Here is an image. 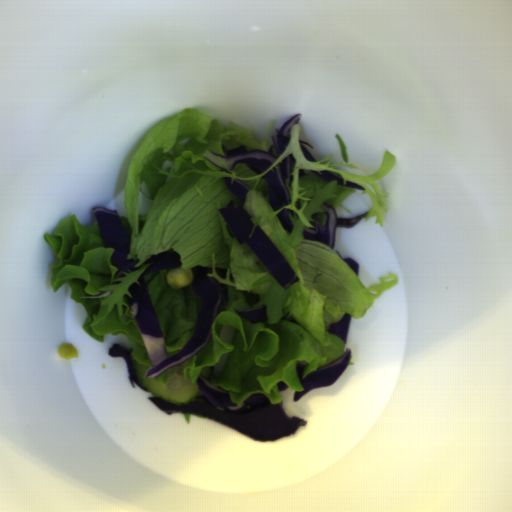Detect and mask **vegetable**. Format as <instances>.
<instances>
[{"mask_svg":"<svg viewBox=\"0 0 512 512\" xmlns=\"http://www.w3.org/2000/svg\"><path fill=\"white\" fill-rule=\"evenodd\" d=\"M154 379L160 380L161 382H164V383H167V380H168L167 370Z\"/></svg>","mask_w":512,"mask_h":512,"instance_id":"4","label":"vegetable"},{"mask_svg":"<svg viewBox=\"0 0 512 512\" xmlns=\"http://www.w3.org/2000/svg\"><path fill=\"white\" fill-rule=\"evenodd\" d=\"M275 121L269 124L262 141L256 142L251 129L244 130L232 121L224 126L217 118L192 107L148 131L136 148L126 175L123 194L127 216H118L130 247L126 261H137L133 268H138L123 272L124 277H115L118 269L111 264L114 250L104 247L95 215L85 226L72 214L43 236L56 255L50 287L57 293L66 283L70 286L71 299L85 312L82 331L99 343L106 335H124L127 347L133 348L132 360L149 369L154 366L126 301L129 286L139 284L149 258L169 249L180 256L183 270H192L195 265L212 266L213 273L207 276L226 285L227 303L211 325L209 341L188 359L182 375L194 384L203 367H214L228 354L219 377L211 376L206 381L225 390L238 406L255 393L266 394L271 404L280 406L279 381H285L294 392H303L297 361L308 363L303 380L345 354L346 342L329 333L330 325L340 322L345 313L351 319L365 316L376 299L399 280L390 271L385 278L380 277L381 283L367 288L333 248L303 236L304 229L314 228L317 220L323 227L327 223L322 203L352 214L340 203L357 189L338 185L336 180L326 182L310 170L320 174L328 171L343 179L344 185L349 181L364 188L362 194H367L371 202L365 221L376 217L375 224L383 228L382 211L388 214L383 200L390 193L380 190L375 180L387 175L395 165L396 158L389 151L376 172L356 175L337 168L360 169L348 164L344 140L334 134L341 161L332 164L333 159L321 164L332 158V153L321 161L309 162L301 150V127L296 123L284 152L261 174L241 163L231 170L218 157L229 171L225 172L203 157L206 151L225 156L222 145L226 151L245 146L247 151L269 152L272 138H266ZM289 154L297 161L292 187L286 180L291 204L273 212L262 177ZM299 169L307 175L300 178ZM222 176L232 177V183L239 179L251 188L245 203L228 191ZM139 193L153 201L148 215H138ZM230 200L253 217V229L258 225L262 228L299 281L285 290L246 244H238L218 211L227 207ZM286 208L294 210V218L289 214L294 224L291 234L286 233L277 217ZM315 212L320 215L312 220ZM215 267L227 269V279L216 274ZM109 290L112 292L107 297L78 298ZM243 290L258 293L260 302L249 307L244 303ZM262 304L267 309L266 322L252 323L233 310L256 309ZM224 324L236 328L232 345L218 337Z\"/></svg>","mask_w":512,"mask_h":512,"instance_id":"1","label":"vegetable"},{"mask_svg":"<svg viewBox=\"0 0 512 512\" xmlns=\"http://www.w3.org/2000/svg\"><path fill=\"white\" fill-rule=\"evenodd\" d=\"M171 270L155 271L144 282L155 307L167 357L180 351L193 337L201 300L189 285L174 289L166 281Z\"/></svg>","mask_w":512,"mask_h":512,"instance_id":"2","label":"vegetable"},{"mask_svg":"<svg viewBox=\"0 0 512 512\" xmlns=\"http://www.w3.org/2000/svg\"><path fill=\"white\" fill-rule=\"evenodd\" d=\"M182 413L186 419L187 424H189L191 417H197V418H201V419L207 418V416H203V415H199V414H191V413H184V412H182Z\"/></svg>","mask_w":512,"mask_h":512,"instance_id":"3","label":"vegetable"}]
</instances>
